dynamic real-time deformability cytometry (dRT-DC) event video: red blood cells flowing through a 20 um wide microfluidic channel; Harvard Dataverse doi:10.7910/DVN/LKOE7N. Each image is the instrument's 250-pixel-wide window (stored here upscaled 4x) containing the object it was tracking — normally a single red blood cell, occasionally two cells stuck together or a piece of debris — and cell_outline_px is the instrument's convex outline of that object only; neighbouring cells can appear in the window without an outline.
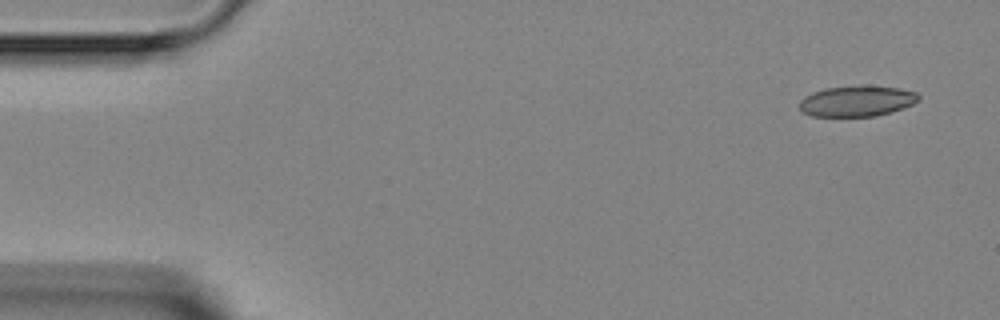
{"species": "Egyptian fruit bat (a non-hibernating species)", "species_latin": "Rousettus aegyptiacus", "temperature_condition": "room temperature", "stored_images_in_passage": 3, "camera_frame_rate_fps": 3000, "um_per_image_px": 0.085, "animal": {"sex": "female"}, "frame": {"image": 1, "passage_image": 1, "time_ms": 0.0, "image_size_px": [1000, 320], "cell_outline_px": [[920, 100], [904, 108], [876, 116], [812, 116], [804, 112], [800, 108], [800, 100], [804, 96], [812, 92], [824, 88], [860, 84], [900, 88], [916, 92], [920, 96]], "centroid_in_image_um": [72.85, 8.56], "position_along_channel_um": 12.1, "area_um2": 21.68}}